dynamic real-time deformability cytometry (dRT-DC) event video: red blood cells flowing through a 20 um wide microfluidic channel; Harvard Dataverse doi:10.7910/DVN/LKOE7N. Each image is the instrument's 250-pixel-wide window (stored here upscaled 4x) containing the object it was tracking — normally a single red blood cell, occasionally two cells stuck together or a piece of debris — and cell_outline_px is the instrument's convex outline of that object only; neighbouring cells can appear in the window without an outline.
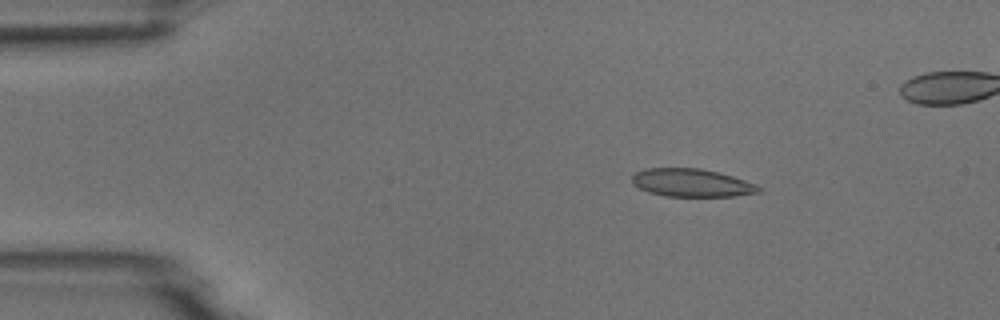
{"species": "common noctule bat (a hibernating species)", "species_latin": "Nyctalus noctula", "temperature_condition": "room temperature", "stored_images_in_passage": 5, "camera_frame_rate_fps": 3000, "um_per_image_px": 0.085, "animal": {"sex": "male", "body_mass_g": 18.8}, "frame": {"image": 1, "passage_image": 2, "time_ms": 1.333, "image_size_px": [1000, 320], "cell_outline_px": [[764, 188], [760, 192], [736, 196], [664, 196], [648, 192], [632, 184], [632, 176], [636, 172], [644, 168], [700, 168], [732, 176], [756, 184]], "centroid_in_image_um": [58.79, 15.54], "position_along_channel_um": 26.2, "area_um2": 20.69}}